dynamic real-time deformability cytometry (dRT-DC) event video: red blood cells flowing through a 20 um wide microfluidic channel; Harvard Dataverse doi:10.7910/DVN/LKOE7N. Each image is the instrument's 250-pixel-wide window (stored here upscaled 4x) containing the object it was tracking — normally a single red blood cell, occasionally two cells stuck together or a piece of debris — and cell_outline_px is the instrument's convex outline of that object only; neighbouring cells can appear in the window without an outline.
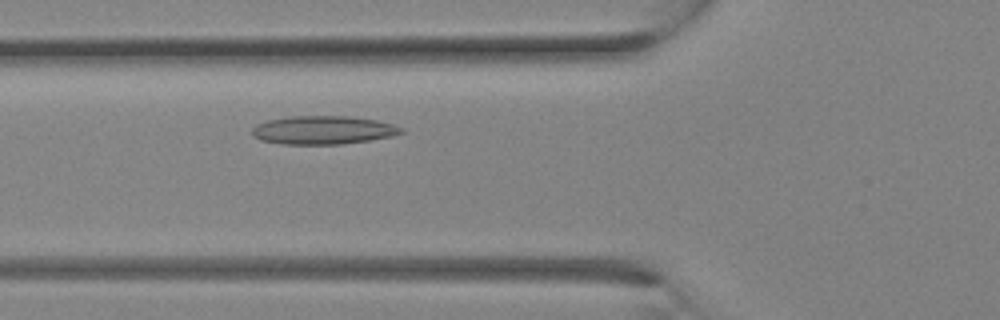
{"species": "Egyptian fruit bat (a non-hibernating species)", "species_latin": "Rousettus aegyptiacus", "temperature_condition": "room temperature", "stored_images_in_passage": 4, "camera_frame_rate_fps": 3000, "um_per_image_px": 0.085, "animal": {"sex": "female"}, "frame": {"image": 1, "passage_image": 4, "time_ms": 1.0, "image_size_px": [1000, 320], "cell_outline_px": [[404, 132], [392, 136], [368, 140], [340, 144], [284, 144], [260, 140], [252, 136], [252, 128], [256, 124], [268, 120], [292, 116], [348, 116], [376, 120], [392, 124], [404, 128]], "centroid_in_image_um": [27.45, 11.05], "position_along_channel_um": 98.4, "area_um2": 24.62}}